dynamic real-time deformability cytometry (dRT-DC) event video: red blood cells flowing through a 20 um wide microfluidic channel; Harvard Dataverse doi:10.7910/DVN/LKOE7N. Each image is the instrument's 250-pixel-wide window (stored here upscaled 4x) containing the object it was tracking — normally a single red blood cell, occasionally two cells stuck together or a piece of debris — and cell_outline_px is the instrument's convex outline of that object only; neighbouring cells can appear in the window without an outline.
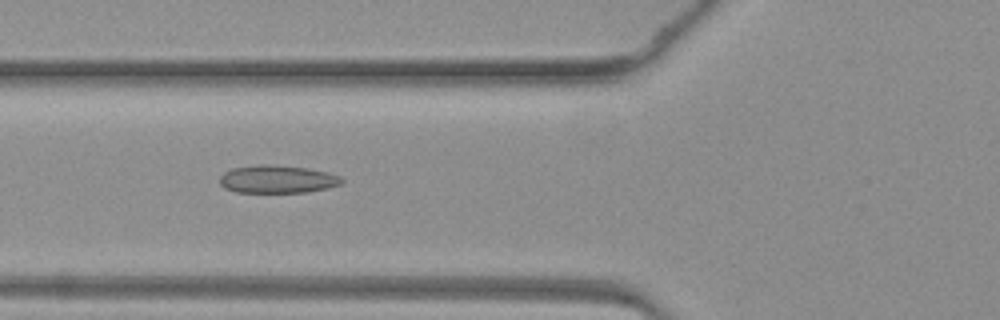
{"species": "common noctule bat (a hibernating species)", "species_latin": "Nyctalus noctula", "temperature_condition": "warm", "stored_images_in_passage": 40, "camera_frame_rate_fps": 3000, "um_per_image_px": 0.085, "animal": {"sex": "female", "body_mass_g": 19.3, "forearm_length_mm": 54.1}, "frame": {"image": 1, "passage_image": 11, "time_ms": 3.333, "image_size_px": [1000, 320], "cell_outline_px": [[344, 180], [340, 184], [328, 188], [308, 192], [236, 192], [224, 188], [220, 184], [220, 176], [224, 172], [232, 168], [260, 164], [272, 164], [304, 168], [328, 172], [340, 176]], "centroid_in_image_um": [23.56, 15.23], "position_along_channel_um": 102.2, "area_um2": 19.83}}
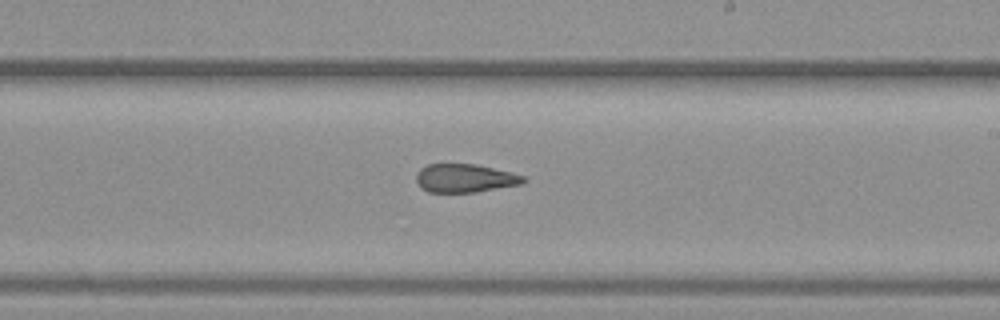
{"frame": {"image": 2, "passage_image": 21, "time_ms": 6.667, "image_size_px": [1000, 320], "cell_outline_px": [[528, 180], [524, 184], [476, 192], [428, 192], [420, 188], [416, 180], [416, 172], [420, 168], [428, 164], [476, 164], [524, 176]], "centroid_in_image_um": [39.51, 15.15], "position_along_channel_um": 249.5, "area_um2": 17.86}}
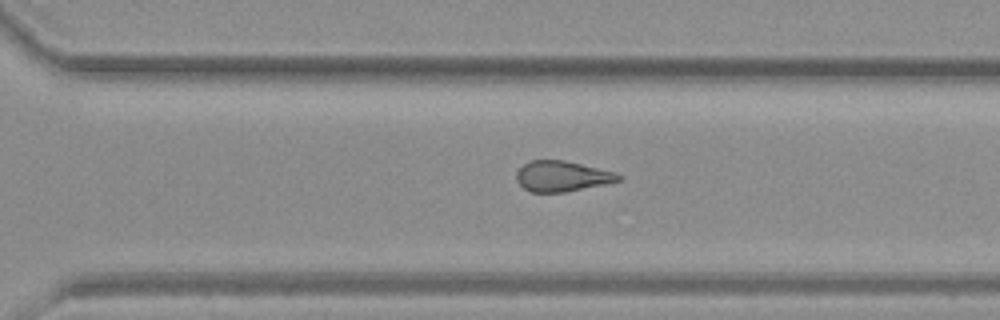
{"frame": {"image": 3, "passage_image": 26, "time_ms": 8.333, "image_size_px": [1000, 320], "cell_outline_px": [[624, 180], [564, 192], [532, 192], [524, 188], [516, 180], [516, 172], [524, 164], [532, 160], [564, 160], [616, 172], [624, 176]], "centroid_in_image_um": [47.81, 14.97], "position_along_channel_um": 322.8, "area_um2": 18.15}}